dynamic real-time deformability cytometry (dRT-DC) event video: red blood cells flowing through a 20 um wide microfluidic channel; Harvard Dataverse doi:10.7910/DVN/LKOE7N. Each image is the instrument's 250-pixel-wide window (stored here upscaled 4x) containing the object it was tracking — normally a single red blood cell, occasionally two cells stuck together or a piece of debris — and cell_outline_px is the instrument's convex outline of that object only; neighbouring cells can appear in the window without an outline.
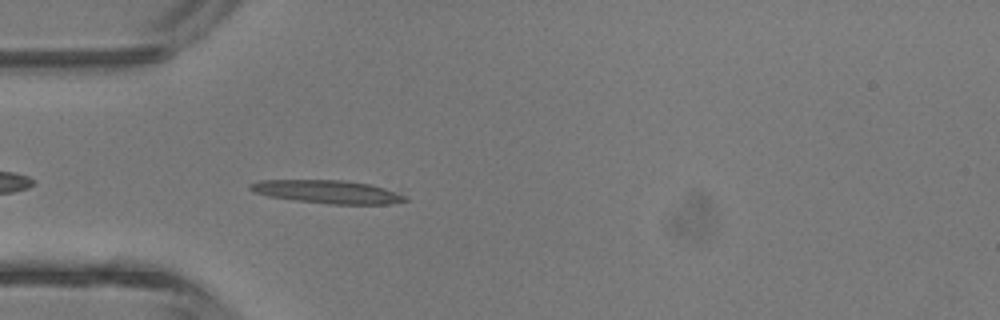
{"species": "common noctule bat (a hibernating species)", "species_latin": "Nyctalus noctula", "temperature_condition": "room temperature", "stored_images_in_passage": 33, "camera_frame_rate_fps": 3000, "um_per_image_px": 0.085, "animal": {"sex": "male", "body_mass_g": 13.3}, "frame": {"image": 1, "passage_image": 2, "time_ms": 0.333, "image_size_px": [1000, 320], "cell_outline_px": [[408, 200], [388, 204], [328, 204], [296, 200], [268, 196], [252, 192], [248, 188], [248, 184], [260, 180], [344, 180], [372, 184], [408, 196]], "centroid_in_image_um": [27.82, 16.3], "position_along_channel_um": 57.2, "area_um2": 21.04}}
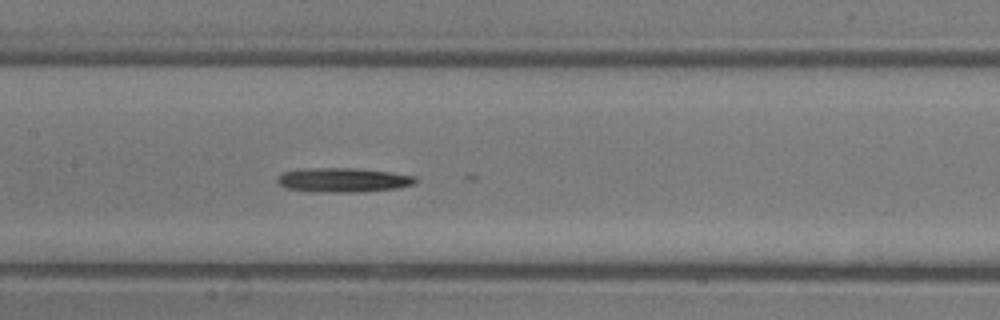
{"frame": {"image": 2, "passage_image": 10, "time_ms": 3.0, "image_size_px": [1000, 320], "cell_outline_px": [[416, 184], [396, 188], [364, 192], [312, 192], [284, 188], [276, 180], [284, 172], [304, 168], [356, 168], [392, 172], [416, 176]], "centroid_in_image_um": [29.19, 15.3], "position_along_channel_um": 178.2, "area_um2": 19.77}}
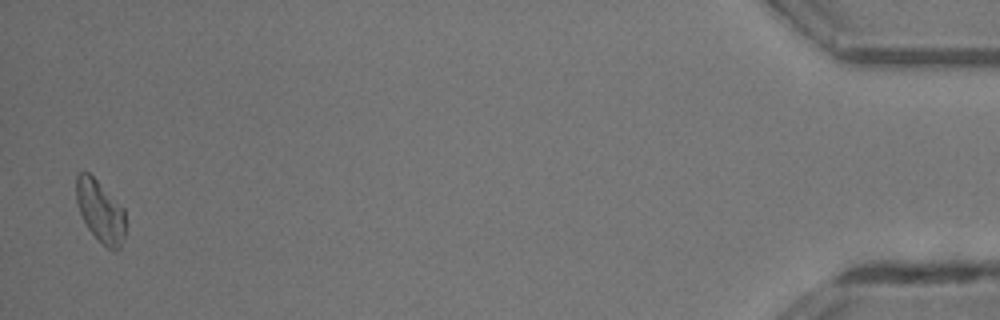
{"frame": {"image": 3, "passage_image": 32, "time_ms": 10.333, "image_size_px": [1000, 320], "cell_outline_px": [[124, 236], [120, 248], [116, 252], [112, 252], [88, 228], [80, 212], [76, 200], [76, 176], [80, 172], [88, 172], [124, 208]], "centroid_in_image_um": [8.53, 17.96], "position_along_channel_um": 426.7, "area_um2": 17.4}, "authors_computed_cell_mechanics": {"area_um2": 17.6868, "velocity_mm_per_s": 4.6893, "shape_relaxation_time_tau1_ms": 3.9898, "shape_relaxation_time_tau2_ms": null, "deformation_change_tau1": null, "deformation_change_tau2": null}}